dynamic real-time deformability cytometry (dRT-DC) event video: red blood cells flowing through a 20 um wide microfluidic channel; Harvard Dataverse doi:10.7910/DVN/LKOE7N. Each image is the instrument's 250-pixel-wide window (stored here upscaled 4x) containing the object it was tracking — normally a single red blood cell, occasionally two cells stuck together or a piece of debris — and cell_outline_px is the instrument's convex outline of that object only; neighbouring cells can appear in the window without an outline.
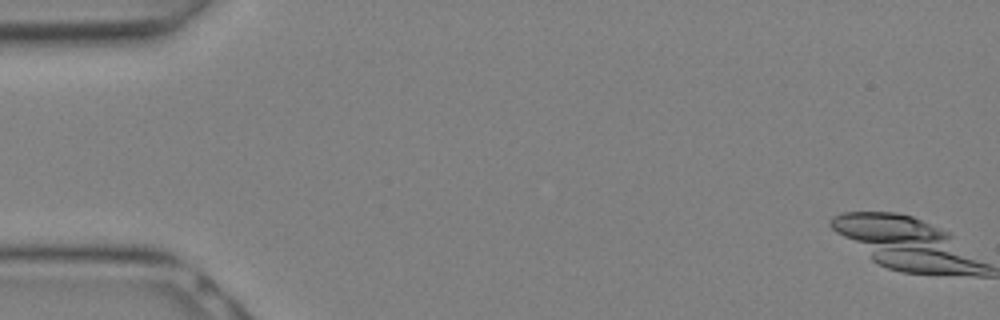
{"species": "Egyptian fruit bat (a non-hibernating species)", "species_latin": "Rousettus aegyptiacus", "temperature_condition": "warm", "stored_images_in_passage": 8, "camera_frame_rate_fps": 3000, "um_per_image_px": 0.085, "animal": {"sex": "female"}, "frame": {"image": 1, "passage_image": 1, "time_ms": 0.0, "image_size_px": [1000, 320], "cell_outline_px": [[984, 264], [976, 272], [908, 272], [892, 268], [884, 264], [840, 232], [836, 228], [840, 216], [856, 212], [880, 212], [908, 216], [916, 220]], "centroid_in_image_um": [76.94, 20.7], "position_along_channel_um": 8.1, "area_um2": 38.49}}
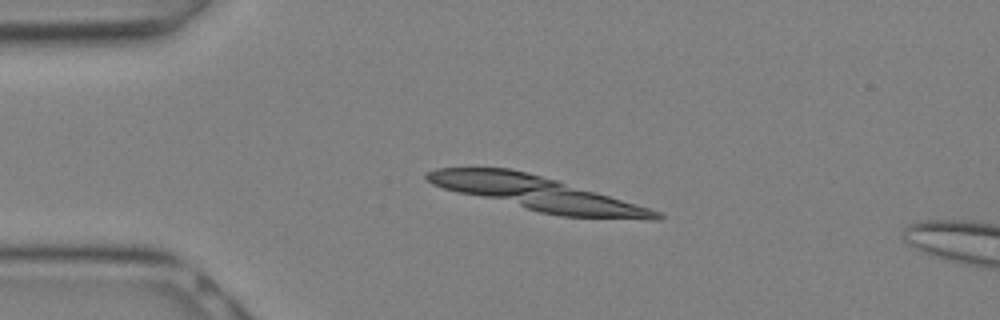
{"frame": {"image": 2, "passage_image": 7, "time_ms": 2.0, "image_size_px": [1000, 320], "cell_outline_px": [[656, 216], [572, 216], [548, 212], [448, 188], [432, 180], [428, 176], [436, 172], [448, 168], [504, 168], [536, 176], [604, 196], [640, 208]], "centroid_in_image_um": [45.31, 16.35], "position_along_channel_um": 39.7, "area_um2": 38.15}}